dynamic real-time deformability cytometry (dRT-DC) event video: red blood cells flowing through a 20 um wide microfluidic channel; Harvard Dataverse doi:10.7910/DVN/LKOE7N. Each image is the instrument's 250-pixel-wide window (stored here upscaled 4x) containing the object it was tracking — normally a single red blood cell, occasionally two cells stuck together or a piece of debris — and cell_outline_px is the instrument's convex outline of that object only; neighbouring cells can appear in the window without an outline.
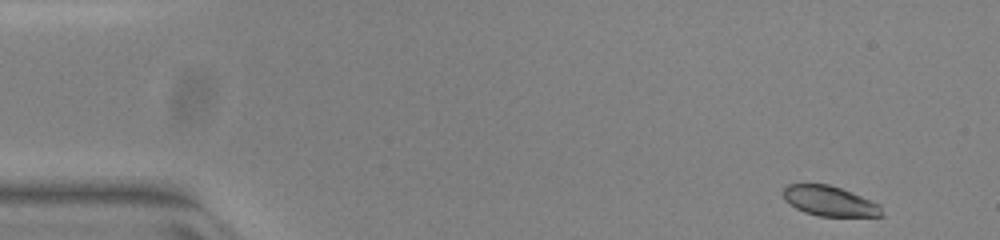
{"species": "common noctule bat (a hibernating species)", "species_latin": "Nyctalus noctula", "temperature_condition": "warm", "stored_images_in_passage": 50, "camera_frame_rate_fps": 3000, "um_per_image_px": 0.085, "animal": {"sex": "female", "body_mass_g": 23.0, "forearm_length_mm": 53.4}, "frame": {"image": 1, "passage_image": 1, "time_ms": 0.0, "image_size_px": [1000, 240], "cell_outline_px": [[884, 216], [816, 216], [804, 212], [796, 208], [784, 200], [784, 188], [788, 184], [828, 184], [852, 192], [880, 204]], "centroid_in_image_um": [70.53, 17.1], "position_along_channel_um": 14.5, "area_um2": 17.22}}
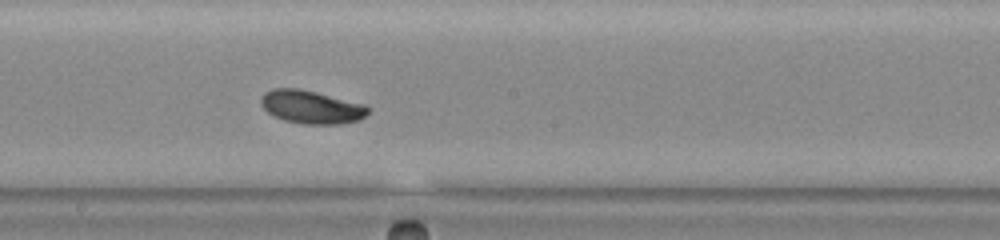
{"frame": {"image": 2, "passage_image": 26, "time_ms": 8.333, "image_size_px": [1000, 240], "cell_outline_px": [[368, 112], [360, 120], [340, 124], [304, 124], [284, 120], [268, 112], [260, 104], [260, 100], [264, 92], [272, 88], [296, 88], [316, 92], [364, 104], [368, 108]], "centroid_in_image_um": [26.44, 9.09], "position_along_channel_um": 221.8, "area_um2": 20.58}}
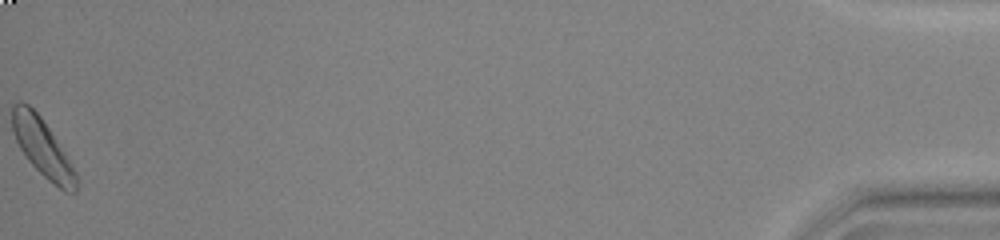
{"frame": {"image": 3, "passage_image": 50, "time_ms": 16.333, "image_size_px": [1000, 240], "cell_outline_px": [[80, 180], [76, 192], [64, 192], [48, 180], [28, 160], [20, 148], [12, 132], [12, 104], [20, 100], [28, 104], [40, 116], [64, 152], [76, 172]], "centroid_in_image_um": [3.61, 12.57], "position_along_channel_um": 431.6, "area_um2": 21.39}}